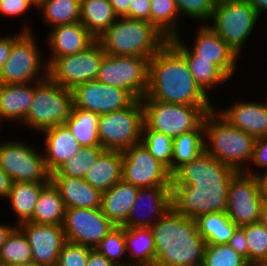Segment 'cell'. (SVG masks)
<instances>
[{
    "label": "cell",
    "instance_id": "cell-19",
    "mask_svg": "<svg viewBox=\"0 0 267 266\" xmlns=\"http://www.w3.org/2000/svg\"><path fill=\"white\" fill-rule=\"evenodd\" d=\"M31 247L32 262L40 266H56L66 241L62 225L23 222L18 225Z\"/></svg>",
    "mask_w": 267,
    "mask_h": 266
},
{
    "label": "cell",
    "instance_id": "cell-31",
    "mask_svg": "<svg viewBox=\"0 0 267 266\" xmlns=\"http://www.w3.org/2000/svg\"><path fill=\"white\" fill-rule=\"evenodd\" d=\"M117 18L109 0H81L80 22L96 39Z\"/></svg>",
    "mask_w": 267,
    "mask_h": 266
},
{
    "label": "cell",
    "instance_id": "cell-40",
    "mask_svg": "<svg viewBox=\"0 0 267 266\" xmlns=\"http://www.w3.org/2000/svg\"><path fill=\"white\" fill-rule=\"evenodd\" d=\"M141 143L149 150L150 154L165 165L172 174L173 138L163 133L150 130L144 125Z\"/></svg>",
    "mask_w": 267,
    "mask_h": 266
},
{
    "label": "cell",
    "instance_id": "cell-41",
    "mask_svg": "<svg viewBox=\"0 0 267 266\" xmlns=\"http://www.w3.org/2000/svg\"><path fill=\"white\" fill-rule=\"evenodd\" d=\"M95 249L117 266H128L124 226H115Z\"/></svg>",
    "mask_w": 267,
    "mask_h": 266
},
{
    "label": "cell",
    "instance_id": "cell-9",
    "mask_svg": "<svg viewBox=\"0 0 267 266\" xmlns=\"http://www.w3.org/2000/svg\"><path fill=\"white\" fill-rule=\"evenodd\" d=\"M20 31L0 73V83L28 84L41 81L48 76L47 62L38 48L35 41L37 39H34L30 25L23 27Z\"/></svg>",
    "mask_w": 267,
    "mask_h": 266
},
{
    "label": "cell",
    "instance_id": "cell-11",
    "mask_svg": "<svg viewBox=\"0 0 267 266\" xmlns=\"http://www.w3.org/2000/svg\"><path fill=\"white\" fill-rule=\"evenodd\" d=\"M26 141L0 142V168L13 182L49 183L44 154Z\"/></svg>",
    "mask_w": 267,
    "mask_h": 266
},
{
    "label": "cell",
    "instance_id": "cell-46",
    "mask_svg": "<svg viewBox=\"0 0 267 266\" xmlns=\"http://www.w3.org/2000/svg\"><path fill=\"white\" fill-rule=\"evenodd\" d=\"M31 6L37 8V3L34 0H0V15L21 16L27 13Z\"/></svg>",
    "mask_w": 267,
    "mask_h": 266
},
{
    "label": "cell",
    "instance_id": "cell-30",
    "mask_svg": "<svg viewBox=\"0 0 267 266\" xmlns=\"http://www.w3.org/2000/svg\"><path fill=\"white\" fill-rule=\"evenodd\" d=\"M48 183L37 182H12L11 190L6 198L10 203V209L18 216L15 225L28 222L37 203L41 190Z\"/></svg>",
    "mask_w": 267,
    "mask_h": 266
},
{
    "label": "cell",
    "instance_id": "cell-38",
    "mask_svg": "<svg viewBox=\"0 0 267 266\" xmlns=\"http://www.w3.org/2000/svg\"><path fill=\"white\" fill-rule=\"evenodd\" d=\"M105 151L102 146H87L63 163L51 176H71L85 178L88 170L95 165L100 155Z\"/></svg>",
    "mask_w": 267,
    "mask_h": 266
},
{
    "label": "cell",
    "instance_id": "cell-5",
    "mask_svg": "<svg viewBox=\"0 0 267 266\" xmlns=\"http://www.w3.org/2000/svg\"><path fill=\"white\" fill-rule=\"evenodd\" d=\"M106 54L150 59L168 39L150 22L118 17L97 39Z\"/></svg>",
    "mask_w": 267,
    "mask_h": 266
},
{
    "label": "cell",
    "instance_id": "cell-49",
    "mask_svg": "<svg viewBox=\"0 0 267 266\" xmlns=\"http://www.w3.org/2000/svg\"><path fill=\"white\" fill-rule=\"evenodd\" d=\"M258 168L267 169V137L257 138L251 160Z\"/></svg>",
    "mask_w": 267,
    "mask_h": 266
},
{
    "label": "cell",
    "instance_id": "cell-45",
    "mask_svg": "<svg viewBox=\"0 0 267 266\" xmlns=\"http://www.w3.org/2000/svg\"><path fill=\"white\" fill-rule=\"evenodd\" d=\"M92 248L66 242L58 256L56 266H86Z\"/></svg>",
    "mask_w": 267,
    "mask_h": 266
},
{
    "label": "cell",
    "instance_id": "cell-4",
    "mask_svg": "<svg viewBox=\"0 0 267 266\" xmlns=\"http://www.w3.org/2000/svg\"><path fill=\"white\" fill-rule=\"evenodd\" d=\"M215 109L203 119L205 151L236 171H245L246 163H251L256 139L234 127Z\"/></svg>",
    "mask_w": 267,
    "mask_h": 266
},
{
    "label": "cell",
    "instance_id": "cell-60",
    "mask_svg": "<svg viewBox=\"0 0 267 266\" xmlns=\"http://www.w3.org/2000/svg\"><path fill=\"white\" fill-rule=\"evenodd\" d=\"M37 4L41 1V0H34Z\"/></svg>",
    "mask_w": 267,
    "mask_h": 266
},
{
    "label": "cell",
    "instance_id": "cell-2",
    "mask_svg": "<svg viewBox=\"0 0 267 266\" xmlns=\"http://www.w3.org/2000/svg\"><path fill=\"white\" fill-rule=\"evenodd\" d=\"M144 97L164 103L214 106L194 81L184 55L169 40L149 59Z\"/></svg>",
    "mask_w": 267,
    "mask_h": 266
},
{
    "label": "cell",
    "instance_id": "cell-8",
    "mask_svg": "<svg viewBox=\"0 0 267 266\" xmlns=\"http://www.w3.org/2000/svg\"><path fill=\"white\" fill-rule=\"evenodd\" d=\"M259 19L257 11L245 0H216L212 24H207L239 57Z\"/></svg>",
    "mask_w": 267,
    "mask_h": 266
},
{
    "label": "cell",
    "instance_id": "cell-12",
    "mask_svg": "<svg viewBox=\"0 0 267 266\" xmlns=\"http://www.w3.org/2000/svg\"><path fill=\"white\" fill-rule=\"evenodd\" d=\"M148 64L146 57L105 54L96 80L125 89L135 99H142L148 88Z\"/></svg>",
    "mask_w": 267,
    "mask_h": 266
},
{
    "label": "cell",
    "instance_id": "cell-14",
    "mask_svg": "<svg viewBox=\"0 0 267 266\" xmlns=\"http://www.w3.org/2000/svg\"><path fill=\"white\" fill-rule=\"evenodd\" d=\"M197 35L194 37L192 47L184 44L181 35L169 39V41L184 55L185 59L211 60L229 79L237 69V60L240 58L208 25H200Z\"/></svg>",
    "mask_w": 267,
    "mask_h": 266
},
{
    "label": "cell",
    "instance_id": "cell-24",
    "mask_svg": "<svg viewBox=\"0 0 267 266\" xmlns=\"http://www.w3.org/2000/svg\"><path fill=\"white\" fill-rule=\"evenodd\" d=\"M50 181L58 189L66 209L101 207L102 192L85 179L71 176H51Z\"/></svg>",
    "mask_w": 267,
    "mask_h": 266
},
{
    "label": "cell",
    "instance_id": "cell-15",
    "mask_svg": "<svg viewBox=\"0 0 267 266\" xmlns=\"http://www.w3.org/2000/svg\"><path fill=\"white\" fill-rule=\"evenodd\" d=\"M122 179L138 188L171 187L172 174L140 142L122 151Z\"/></svg>",
    "mask_w": 267,
    "mask_h": 266
},
{
    "label": "cell",
    "instance_id": "cell-39",
    "mask_svg": "<svg viewBox=\"0 0 267 266\" xmlns=\"http://www.w3.org/2000/svg\"><path fill=\"white\" fill-rule=\"evenodd\" d=\"M196 84L208 96V91L229 79L211 60L186 59Z\"/></svg>",
    "mask_w": 267,
    "mask_h": 266
},
{
    "label": "cell",
    "instance_id": "cell-1",
    "mask_svg": "<svg viewBox=\"0 0 267 266\" xmlns=\"http://www.w3.org/2000/svg\"><path fill=\"white\" fill-rule=\"evenodd\" d=\"M237 172L204 151L172 174V207L192 219L226 212L229 183Z\"/></svg>",
    "mask_w": 267,
    "mask_h": 266
},
{
    "label": "cell",
    "instance_id": "cell-13",
    "mask_svg": "<svg viewBox=\"0 0 267 266\" xmlns=\"http://www.w3.org/2000/svg\"><path fill=\"white\" fill-rule=\"evenodd\" d=\"M105 54L101 43L96 40L84 51L57 58L48 67V75L57 84L73 90L78 85L96 80Z\"/></svg>",
    "mask_w": 267,
    "mask_h": 266
},
{
    "label": "cell",
    "instance_id": "cell-59",
    "mask_svg": "<svg viewBox=\"0 0 267 266\" xmlns=\"http://www.w3.org/2000/svg\"><path fill=\"white\" fill-rule=\"evenodd\" d=\"M252 266H267V264H265L264 262H259V263H256Z\"/></svg>",
    "mask_w": 267,
    "mask_h": 266
},
{
    "label": "cell",
    "instance_id": "cell-27",
    "mask_svg": "<svg viewBox=\"0 0 267 266\" xmlns=\"http://www.w3.org/2000/svg\"><path fill=\"white\" fill-rule=\"evenodd\" d=\"M122 151L105 150L85 176V181L101 192L110 189L122 179Z\"/></svg>",
    "mask_w": 267,
    "mask_h": 266
},
{
    "label": "cell",
    "instance_id": "cell-58",
    "mask_svg": "<svg viewBox=\"0 0 267 266\" xmlns=\"http://www.w3.org/2000/svg\"><path fill=\"white\" fill-rule=\"evenodd\" d=\"M15 266H40V265H37L34 262H29V263H24V264H18Z\"/></svg>",
    "mask_w": 267,
    "mask_h": 266
},
{
    "label": "cell",
    "instance_id": "cell-50",
    "mask_svg": "<svg viewBox=\"0 0 267 266\" xmlns=\"http://www.w3.org/2000/svg\"><path fill=\"white\" fill-rule=\"evenodd\" d=\"M20 35V32L16 35H8V36H0V73L3 69L5 62L7 61L12 46L14 44V40Z\"/></svg>",
    "mask_w": 267,
    "mask_h": 266
},
{
    "label": "cell",
    "instance_id": "cell-36",
    "mask_svg": "<svg viewBox=\"0 0 267 266\" xmlns=\"http://www.w3.org/2000/svg\"><path fill=\"white\" fill-rule=\"evenodd\" d=\"M179 18L174 0H151L150 23L168 40L180 35Z\"/></svg>",
    "mask_w": 267,
    "mask_h": 266
},
{
    "label": "cell",
    "instance_id": "cell-48",
    "mask_svg": "<svg viewBox=\"0 0 267 266\" xmlns=\"http://www.w3.org/2000/svg\"><path fill=\"white\" fill-rule=\"evenodd\" d=\"M227 245L244 257L248 262V243L244 230L241 227L236 228Z\"/></svg>",
    "mask_w": 267,
    "mask_h": 266
},
{
    "label": "cell",
    "instance_id": "cell-21",
    "mask_svg": "<svg viewBox=\"0 0 267 266\" xmlns=\"http://www.w3.org/2000/svg\"><path fill=\"white\" fill-rule=\"evenodd\" d=\"M47 36L48 47L52 52L45 59L48 67L57 58L84 51L97 40L80 21L53 27Z\"/></svg>",
    "mask_w": 267,
    "mask_h": 266
},
{
    "label": "cell",
    "instance_id": "cell-51",
    "mask_svg": "<svg viewBox=\"0 0 267 266\" xmlns=\"http://www.w3.org/2000/svg\"><path fill=\"white\" fill-rule=\"evenodd\" d=\"M86 266H117L108 260L104 255L100 254L96 249L90 251Z\"/></svg>",
    "mask_w": 267,
    "mask_h": 266
},
{
    "label": "cell",
    "instance_id": "cell-18",
    "mask_svg": "<svg viewBox=\"0 0 267 266\" xmlns=\"http://www.w3.org/2000/svg\"><path fill=\"white\" fill-rule=\"evenodd\" d=\"M73 107L102 115L129 106L135 98L125 89L91 80L73 90Z\"/></svg>",
    "mask_w": 267,
    "mask_h": 266
},
{
    "label": "cell",
    "instance_id": "cell-26",
    "mask_svg": "<svg viewBox=\"0 0 267 266\" xmlns=\"http://www.w3.org/2000/svg\"><path fill=\"white\" fill-rule=\"evenodd\" d=\"M138 191V187L121 179L102 192V212L114 226H123L126 223Z\"/></svg>",
    "mask_w": 267,
    "mask_h": 266
},
{
    "label": "cell",
    "instance_id": "cell-42",
    "mask_svg": "<svg viewBox=\"0 0 267 266\" xmlns=\"http://www.w3.org/2000/svg\"><path fill=\"white\" fill-rule=\"evenodd\" d=\"M248 243V263L254 265L267 259V230L260 222L241 227Z\"/></svg>",
    "mask_w": 267,
    "mask_h": 266
},
{
    "label": "cell",
    "instance_id": "cell-32",
    "mask_svg": "<svg viewBox=\"0 0 267 266\" xmlns=\"http://www.w3.org/2000/svg\"><path fill=\"white\" fill-rule=\"evenodd\" d=\"M199 234L208 244H228L238 227L226 212H215L199 216L195 219Z\"/></svg>",
    "mask_w": 267,
    "mask_h": 266
},
{
    "label": "cell",
    "instance_id": "cell-33",
    "mask_svg": "<svg viewBox=\"0 0 267 266\" xmlns=\"http://www.w3.org/2000/svg\"><path fill=\"white\" fill-rule=\"evenodd\" d=\"M205 151L203 123L196 129L173 138L172 174L184 163L191 162Z\"/></svg>",
    "mask_w": 267,
    "mask_h": 266
},
{
    "label": "cell",
    "instance_id": "cell-53",
    "mask_svg": "<svg viewBox=\"0 0 267 266\" xmlns=\"http://www.w3.org/2000/svg\"><path fill=\"white\" fill-rule=\"evenodd\" d=\"M113 7L115 14L118 17H128L129 18V6L131 0H109Z\"/></svg>",
    "mask_w": 267,
    "mask_h": 266
},
{
    "label": "cell",
    "instance_id": "cell-6",
    "mask_svg": "<svg viewBox=\"0 0 267 266\" xmlns=\"http://www.w3.org/2000/svg\"><path fill=\"white\" fill-rule=\"evenodd\" d=\"M73 107L72 90L57 84L49 75L34 82V95L30 109L22 125L43 132L64 124Z\"/></svg>",
    "mask_w": 267,
    "mask_h": 266
},
{
    "label": "cell",
    "instance_id": "cell-52",
    "mask_svg": "<svg viewBox=\"0 0 267 266\" xmlns=\"http://www.w3.org/2000/svg\"><path fill=\"white\" fill-rule=\"evenodd\" d=\"M246 173L254 175L258 184L259 192L264 200H267V169L261 174L260 172H255L253 169H245Z\"/></svg>",
    "mask_w": 267,
    "mask_h": 266
},
{
    "label": "cell",
    "instance_id": "cell-35",
    "mask_svg": "<svg viewBox=\"0 0 267 266\" xmlns=\"http://www.w3.org/2000/svg\"><path fill=\"white\" fill-rule=\"evenodd\" d=\"M37 8L51 28L80 21L81 0H41Z\"/></svg>",
    "mask_w": 267,
    "mask_h": 266
},
{
    "label": "cell",
    "instance_id": "cell-10",
    "mask_svg": "<svg viewBox=\"0 0 267 266\" xmlns=\"http://www.w3.org/2000/svg\"><path fill=\"white\" fill-rule=\"evenodd\" d=\"M144 113L141 99L121 110L102 114L98 121L100 146L123 151L141 142Z\"/></svg>",
    "mask_w": 267,
    "mask_h": 266
},
{
    "label": "cell",
    "instance_id": "cell-54",
    "mask_svg": "<svg viewBox=\"0 0 267 266\" xmlns=\"http://www.w3.org/2000/svg\"><path fill=\"white\" fill-rule=\"evenodd\" d=\"M11 178L0 168V198L6 199L12 186Z\"/></svg>",
    "mask_w": 267,
    "mask_h": 266
},
{
    "label": "cell",
    "instance_id": "cell-20",
    "mask_svg": "<svg viewBox=\"0 0 267 266\" xmlns=\"http://www.w3.org/2000/svg\"><path fill=\"white\" fill-rule=\"evenodd\" d=\"M171 207V187L139 188L135 202L133 203L128 215V220L123 226L150 228ZM142 212H145L146 214L143 213V215L141 214Z\"/></svg>",
    "mask_w": 267,
    "mask_h": 266
},
{
    "label": "cell",
    "instance_id": "cell-25",
    "mask_svg": "<svg viewBox=\"0 0 267 266\" xmlns=\"http://www.w3.org/2000/svg\"><path fill=\"white\" fill-rule=\"evenodd\" d=\"M34 95V82L28 84L0 83V124L3 121L24 122ZM3 120V121H2Z\"/></svg>",
    "mask_w": 267,
    "mask_h": 266
},
{
    "label": "cell",
    "instance_id": "cell-22",
    "mask_svg": "<svg viewBox=\"0 0 267 266\" xmlns=\"http://www.w3.org/2000/svg\"><path fill=\"white\" fill-rule=\"evenodd\" d=\"M234 127L241 129L253 138L267 137V104L266 102H234L230 108L217 110Z\"/></svg>",
    "mask_w": 267,
    "mask_h": 266
},
{
    "label": "cell",
    "instance_id": "cell-28",
    "mask_svg": "<svg viewBox=\"0 0 267 266\" xmlns=\"http://www.w3.org/2000/svg\"><path fill=\"white\" fill-rule=\"evenodd\" d=\"M128 266H154L155 242L149 227H124Z\"/></svg>",
    "mask_w": 267,
    "mask_h": 266
},
{
    "label": "cell",
    "instance_id": "cell-57",
    "mask_svg": "<svg viewBox=\"0 0 267 266\" xmlns=\"http://www.w3.org/2000/svg\"><path fill=\"white\" fill-rule=\"evenodd\" d=\"M260 223L267 230V200H264L262 203Z\"/></svg>",
    "mask_w": 267,
    "mask_h": 266
},
{
    "label": "cell",
    "instance_id": "cell-17",
    "mask_svg": "<svg viewBox=\"0 0 267 266\" xmlns=\"http://www.w3.org/2000/svg\"><path fill=\"white\" fill-rule=\"evenodd\" d=\"M62 226L67 242L92 249L115 227L101 207L66 209Z\"/></svg>",
    "mask_w": 267,
    "mask_h": 266
},
{
    "label": "cell",
    "instance_id": "cell-47",
    "mask_svg": "<svg viewBox=\"0 0 267 266\" xmlns=\"http://www.w3.org/2000/svg\"><path fill=\"white\" fill-rule=\"evenodd\" d=\"M151 0H131L129 18L150 22Z\"/></svg>",
    "mask_w": 267,
    "mask_h": 266
},
{
    "label": "cell",
    "instance_id": "cell-34",
    "mask_svg": "<svg viewBox=\"0 0 267 266\" xmlns=\"http://www.w3.org/2000/svg\"><path fill=\"white\" fill-rule=\"evenodd\" d=\"M99 117L100 115L95 112L72 107L70 117L64 124L82 147L100 146Z\"/></svg>",
    "mask_w": 267,
    "mask_h": 266
},
{
    "label": "cell",
    "instance_id": "cell-29",
    "mask_svg": "<svg viewBox=\"0 0 267 266\" xmlns=\"http://www.w3.org/2000/svg\"><path fill=\"white\" fill-rule=\"evenodd\" d=\"M66 207L58 189L50 181L40 192L32 218L28 222L62 225Z\"/></svg>",
    "mask_w": 267,
    "mask_h": 266
},
{
    "label": "cell",
    "instance_id": "cell-23",
    "mask_svg": "<svg viewBox=\"0 0 267 266\" xmlns=\"http://www.w3.org/2000/svg\"><path fill=\"white\" fill-rule=\"evenodd\" d=\"M42 133L45 134L43 139L45 140L43 141L45 149L42 151L50 174L54 173L82 147L65 124L46 129Z\"/></svg>",
    "mask_w": 267,
    "mask_h": 266
},
{
    "label": "cell",
    "instance_id": "cell-37",
    "mask_svg": "<svg viewBox=\"0 0 267 266\" xmlns=\"http://www.w3.org/2000/svg\"><path fill=\"white\" fill-rule=\"evenodd\" d=\"M32 262L31 247L23 231L16 226L0 249L2 266H15Z\"/></svg>",
    "mask_w": 267,
    "mask_h": 266
},
{
    "label": "cell",
    "instance_id": "cell-16",
    "mask_svg": "<svg viewBox=\"0 0 267 266\" xmlns=\"http://www.w3.org/2000/svg\"><path fill=\"white\" fill-rule=\"evenodd\" d=\"M263 201L254 175L239 171L231 178L226 213L238 227L260 222Z\"/></svg>",
    "mask_w": 267,
    "mask_h": 266
},
{
    "label": "cell",
    "instance_id": "cell-7",
    "mask_svg": "<svg viewBox=\"0 0 267 266\" xmlns=\"http://www.w3.org/2000/svg\"><path fill=\"white\" fill-rule=\"evenodd\" d=\"M144 113V125L172 138L196 130L205 115L213 106H192L185 104L164 103L150 97L141 99Z\"/></svg>",
    "mask_w": 267,
    "mask_h": 266
},
{
    "label": "cell",
    "instance_id": "cell-43",
    "mask_svg": "<svg viewBox=\"0 0 267 266\" xmlns=\"http://www.w3.org/2000/svg\"><path fill=\"white\" fill-rule=\"evenodd\" d=\"M202 266H251L247 260L227 244H208Z\"/></svg>",
    "mask_w": 267,
    "mask_h": 266
},
{
    "label": "cell",
    "instance_id": "cell-56",
    "mask_svg": "<svg viewBox=\"0 0 267 266\" xmlns=\"http://www.w3.org/2000/svg\"><path fill=\"white\" fill-rule=\"evenodd\" d=\"M247 1L260 15L263 13V11L267 12V0H245Z\"/></svg>",
    "mask_w": 267,
    "mask_h": 266
},
{
    "label": "cell",
    "instance_id": "cell-55",
    "mask_svg": "<svg viewBox=\"0 0 267 266\" xmlns=\"http://www.w3.org/2000/svg\"><path fill=\"white\" fill-rule=\"evenodd\" d=\"M17 225H7V224H2L0 223V249L1 246L4 244L6 241L8 235L11 233V231L16 227Z\"/></svg>",
    "mask_w": 267,
    "mask_h": 266
},
{
    "label": "cell",
    "instance_id": "cell-44",
    "mask_svg": "<svg viewBox=\"0 0 267 266\" xmlns=\"http://www.w3.org/2000/svg\"><path fill=\"white\" fill-rule=\"evenodd\" d=\"M174 2L180 17L183 14L192 20L196 19L207 24V21L208 23L211 21L216 0H174Z\"/></svg>",
    "mask_w": 267,
    "mask_h": 266
},
{
    "label": "cell",
    "instance_id": "cell-3",
    "mask_svg": "<svg viewBox=\"0 0 267 266\" xmlns=\"http://www.w3.org/2000/svg\"><path fill=\"white\" fill-rule=\"evenodd\" d=\"M150 229L155 242L154 266H202L206 241L195 219L171 207Z\"/></svg>",
    "mask_w": 267,
    "mask_h": 266
}]
</instances>
